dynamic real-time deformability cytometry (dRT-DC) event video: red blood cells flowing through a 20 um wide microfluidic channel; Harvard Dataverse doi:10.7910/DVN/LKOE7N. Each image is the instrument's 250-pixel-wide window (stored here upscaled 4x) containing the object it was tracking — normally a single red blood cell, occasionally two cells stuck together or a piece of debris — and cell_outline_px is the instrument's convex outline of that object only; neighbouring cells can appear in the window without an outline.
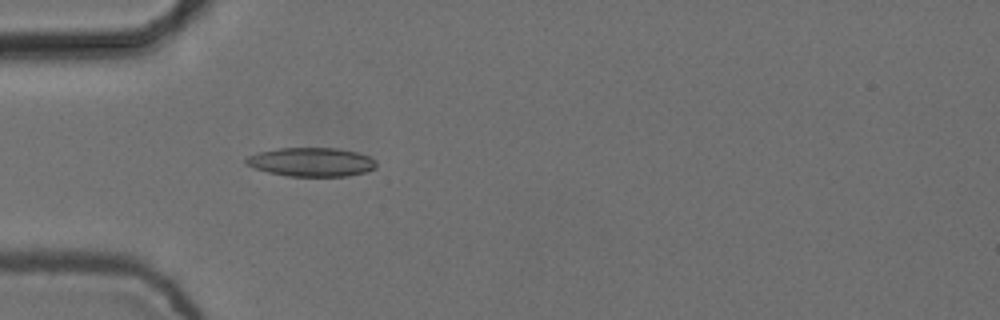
{"species": "common noctule bat (a hibernating species)", "species_latin": "Nyctalus noctula", "temperature_condition": "cold", "stored_images_in_passage": 4, "camera_frame_rate_fps": 3000, "um_per_image_px": 0.085, "animal": {"sex": "female", "body_mass_g": 24.6, "forearm_length_mm": 56.2}, "frame": {"image": 1, "passage_image": 4, "time_ms": 1.0, "image_size_px": [1000, 320], "cell_outline_px": [[376, 168], [364, 172], [348, 176], [288, 176], [268, 172], [244, 164], [244, 160], [248, 156], [260, 152], [276, 148], [336, 148], [356, 152], [368, 156], [376, 160]], "centroid_in_image_um": [26.46, 13.77], "position_along_channel_um": 58.5, "area_um2": 21.85}}